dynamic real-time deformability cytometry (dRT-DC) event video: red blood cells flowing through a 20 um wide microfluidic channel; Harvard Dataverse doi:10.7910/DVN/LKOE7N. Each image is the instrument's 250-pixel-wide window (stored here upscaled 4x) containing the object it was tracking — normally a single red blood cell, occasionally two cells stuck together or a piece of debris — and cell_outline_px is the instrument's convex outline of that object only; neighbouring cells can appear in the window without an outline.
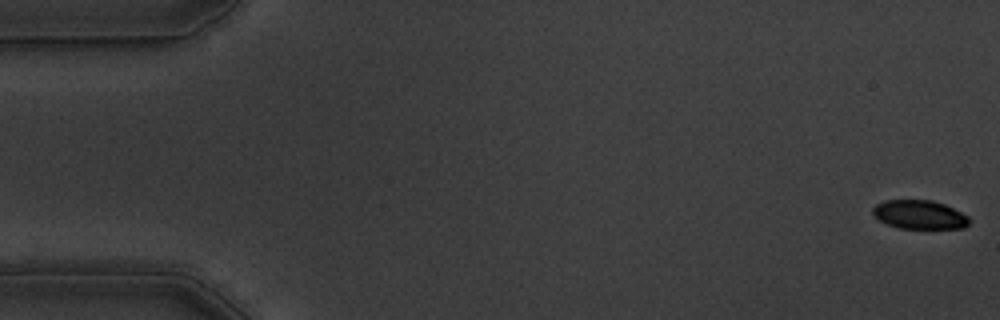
{"species": "common noctule bat (a hibernating species)", "species_latin": "Nyctalus noctula", "temperature_condition": "warm", "stored_images_in_passage": 57, "camera_frame_rate_fps": 3000, "um_per_image_px": 0.085, "animal": {"sex": "male", "body_mass_g": 19.5, "forearm_length_mm": 54.6}, "frame": {"image": 1, "passage_image": 1, "time_ms": 0.0, "image_size_px": [1000, 320], "cell_outline_px": [[972, 220], [964, 228], [900, 228], [888, 224], [880, 220], [872, 212], [872, 208], [876, 204], [884, 200], [932, 200], [944, 204], [968, 216]], "centroid_in_image_um": [78.17, 18.24], "position_along_channel_um": 6.8, "area_um2": 16.07}}
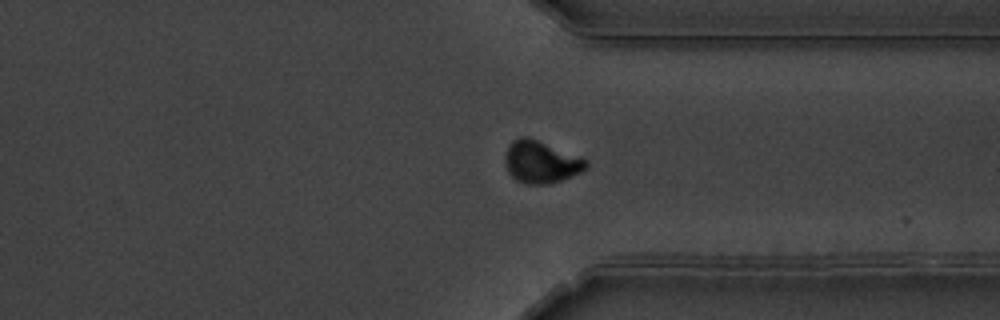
{"frame": {"image": 2, "passage_image": 43, "time_ms": 14.0, "image_size_px": [1000, 320], "cell_outline_px": [[588, 168], [580, 172], [560, 180], [548, 184], [524, 184], [516, 180], [508, 172], [504, 164], [504, 156], [512, 140], [520, 136], [528, 136], [580, 156], [588, 160]], "centroid_in_image_um": [45.97, 13.76], "position_along_channel_um": 365.4, "area_um2": 20.11}}
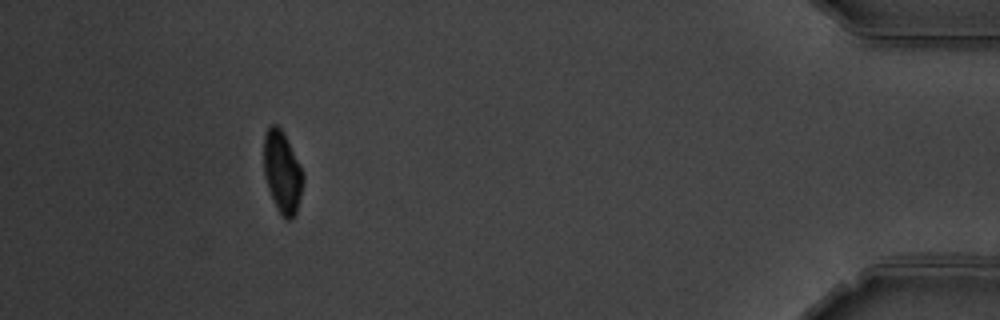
{"frame": {"image": 3, "passage_image": 52, "time_ms": 17.0, "image_size_px": [1000, 320], "cell_outline_px": [[304, 180], [296, 212], [292, 220], [284, 220], [276, 208], [268, 188], [264, 176], [264, 132], [272, 124], [276, 124], [284, 132], [304, 172]], "centroid_in_image_um": [24.0, 14.63], "position_along_channel_um": 411.2, "area_um2": 19.02}, "authors_computed_cell_mechanics": {"area_um2": 19.2474, "velocity_mm_per_s": 3.5659, "shape_relaxation_time_tau1_ms": 2.5934, "shape_relaxation_time_tau2_ms": 2.4313, "deformation_change_tau1": 0.1308, "deformation_change_tau2": 0.0575}}